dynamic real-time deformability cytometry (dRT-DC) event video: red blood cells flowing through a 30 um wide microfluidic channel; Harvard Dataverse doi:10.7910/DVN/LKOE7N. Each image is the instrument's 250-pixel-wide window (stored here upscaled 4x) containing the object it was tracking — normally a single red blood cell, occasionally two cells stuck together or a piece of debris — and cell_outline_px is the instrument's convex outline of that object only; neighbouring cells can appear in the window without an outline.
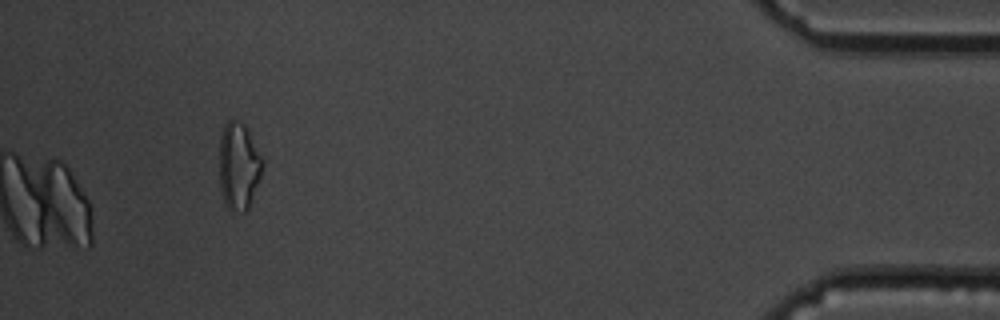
{"species": "common noctule bat (a hibernating species)", "species_latin": "Nyctalus noctula", "temperature_condition": "cold", "stored_images_in_passage": 44, "camera_frame_rate_fps": 3000, "um_per_image_px": 0.085, "animal": {"sex": "male", "body_mass_g": 19.5, "forearm_length_mm": 54.6}, "frame": {"image": 1, "passage_image": 44, "time_ms": 14.333, "image_size_px": [1000, 320], "cell_outline_px": [[264, 164], [260, 176], [248, 208], [244, 212], [240, 212], [228, 208], [224, 204], [220, 188], [220, 132], [224, 124], [228, 120], [236, 120], [244, 124], [248, 128], [264, 160]], "centroid_in_image_um": [20.29, 14.07], "position_along_channel_um": 414.9, "area_um2": 22.08}, "authors_computed_cell_mechanics": {"area_um2": 16.6175, "velocity_mm_per_s": 3.5971, "shape_relaxation_time_tau1_ms": 3.807, "shape_relaxation_time_tau2_ms": 3.4691, "deformation_change_tau1": 0.0878, "deformation_change_tau2": 0.0759}}